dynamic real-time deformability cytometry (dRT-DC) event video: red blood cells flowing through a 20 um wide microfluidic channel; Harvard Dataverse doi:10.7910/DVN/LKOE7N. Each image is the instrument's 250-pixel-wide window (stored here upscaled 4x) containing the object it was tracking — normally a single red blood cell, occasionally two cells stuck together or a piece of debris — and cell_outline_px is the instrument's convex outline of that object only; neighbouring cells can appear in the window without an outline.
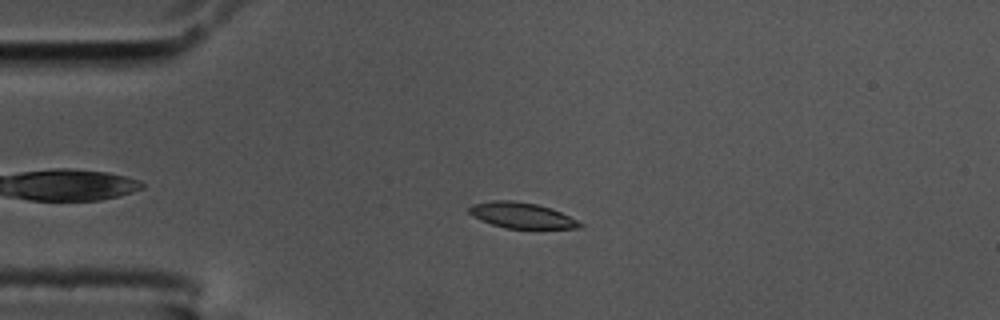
{"species": "common noctule bat (a hibernating species)", "species_latin": "Nyctalus noctula", "temperature_condition": "cold", "stored_images_in_passage": 53, "camera_frame_rate_fps": 3000, "um_per_image_px": 0.085, "animal": {"sex": "male", "body_mass_g": 17.5, "forearm_length_mm": 52.3}, "frame": {"image": 1, "passage_image": 10, "time_ms": 3.0, "image_size_px": [1000, 320], "cell_outline_px": [[584, 224], [580, 228], [504, 228], [480, 220], [472, 216], [468, 212], [468, 208], [472, 204], [492, 200], [512, 200], [536, 204], [552, 208]], "centroid_in_image_um": [44.29, 18.3], "position_along_channel_um": 40.7, "area_um2": 16.53}}
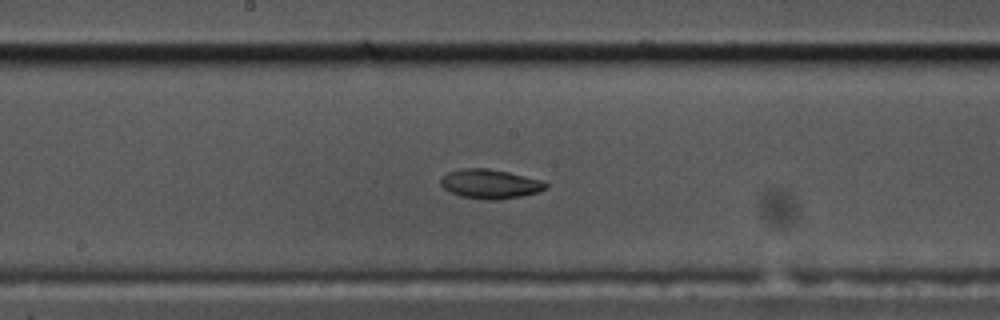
{"frame": {"image": 2, "passage_image": 26, "time_ms": 8.333, "image_size_px": [1000, 320], "cell_outline_px": [[548, 188], [536, 192], [520, 196], [496, 200], [488, 200], [460, 196], [448, 192], [440, 184], [440, 180], [448, 172], [464, 168], [488, 168], [508, 172], [540, 180], [548, 184]], "centroid_in_image_um": [41.62, 15.63], "position_along_channel_um": 206.6, "area_um2": 17.8}}
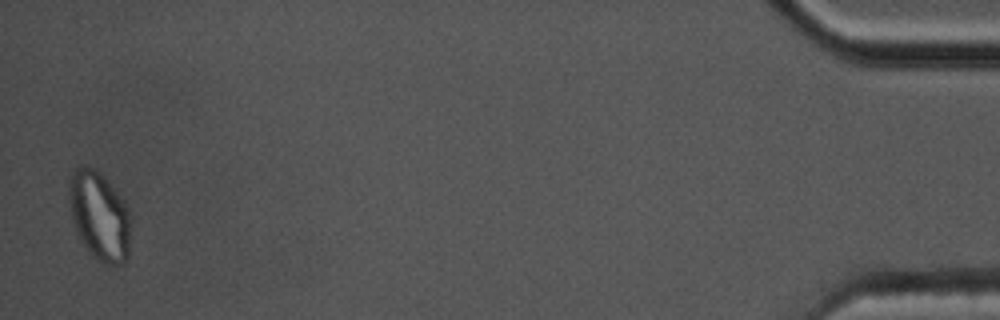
{"frame": {"image": 3, "passage_image": 52, "time_ms": 17.0, "image_size_px": [1000, 320], "cell_outline_px": [[128, 260], [124, 264], [104, 264], [96, 260], [88, 252], [80, 240], [76, 232], [72, 220], [68, 200], [68, 176], [76, 168], [92, 168], [100, 172], [104, 176], [124, 200], [128, 208]], "centroid_in_image_um": [8.4, 18.36], "position_along_channel_um": 426.8, "area_um2": 32.02}, "authors_computed_cell_mechanics": {"area_um2": 17.3978, "velocity_mm_per_s": 3.5842, "shape_relaxation_time_tau1_ms": null, "shape_relaxation_time_tau2_ms": 3.4473, "deformation_change_tau1": null, "deformation_change_tau2": 0.0626}}